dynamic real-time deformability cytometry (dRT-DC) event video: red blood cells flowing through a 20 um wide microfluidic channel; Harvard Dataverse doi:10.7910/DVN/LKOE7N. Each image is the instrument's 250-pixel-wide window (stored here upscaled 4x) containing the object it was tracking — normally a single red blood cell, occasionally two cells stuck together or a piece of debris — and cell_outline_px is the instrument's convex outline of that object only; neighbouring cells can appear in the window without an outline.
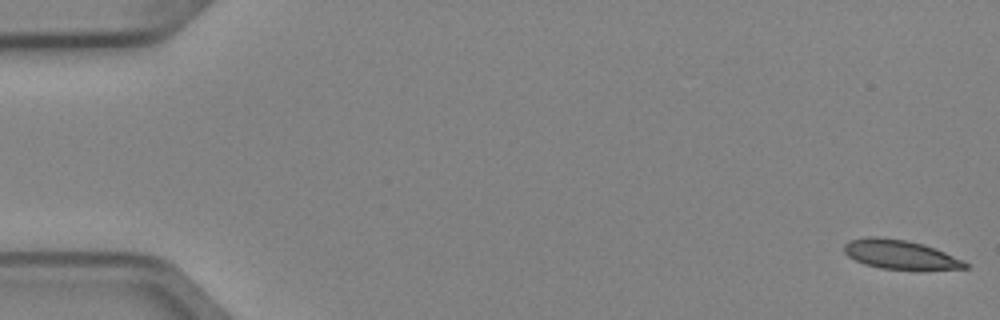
{"species": "Egyptian fruit bat (a non-hibernating species)", "species_latin": "Rousettus aegyptiacus", "temperature_condition": "cold", "stored_images_in_passage": 4, "camera_frame_rate_fps": 3000, "um_per_image_px": 0.085, "animal": {"sex": "female"}, "frame": {"image": 1, "passage_image": 1, "time_ms": 0.0, "image_size_px": [1000, 320], "cell_outline_px": [[968, 268], [880, 268], [864, 264], [848, 256], [844, 252], [844, 244], [848, 240], [868, 236], [876, 236], [904, 240], [924, 244], [964, 260], [968, 264]], "centroid_in_image_um": [76.44, 21.6], "position_along_channel_um": 8.6, "area_um2": 20.0}}